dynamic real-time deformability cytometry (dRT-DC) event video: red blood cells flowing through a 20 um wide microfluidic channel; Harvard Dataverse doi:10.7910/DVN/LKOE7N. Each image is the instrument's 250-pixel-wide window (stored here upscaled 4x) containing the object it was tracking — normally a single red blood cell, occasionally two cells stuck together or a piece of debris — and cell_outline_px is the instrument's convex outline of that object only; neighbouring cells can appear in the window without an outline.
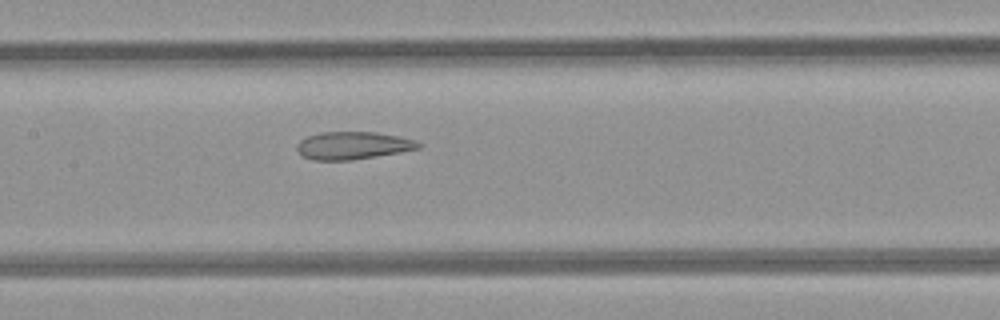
{"species": "common noctule bat (a hibernating species)", "species_latin": "Nyctalus noctula", "temperature_condition": "room temperature", "stored_images_in_passage": 4, "camera_frame_rate_fps": 3000, "um_per_image_px": 0.085, "animal": {"sex": "female", "body_mass_g": 21.9}, "frame": {"image": 1, "passage_image": 4, "time_ms": 3.333, "image_size_px": [1000, 320], "cell_outline_px": [[424, 144], [420, 148], [400, 152], [352, 160], [312, 160], [304, 156], [296, 148], [296, 144], [300, 140], [308, 136], [320, 132], [376, 132], [416, 140]], "centroid_in_image_um": [30.01, 12.36], "position_along_channel_um": 177.4, "area_um2": 19.54}}